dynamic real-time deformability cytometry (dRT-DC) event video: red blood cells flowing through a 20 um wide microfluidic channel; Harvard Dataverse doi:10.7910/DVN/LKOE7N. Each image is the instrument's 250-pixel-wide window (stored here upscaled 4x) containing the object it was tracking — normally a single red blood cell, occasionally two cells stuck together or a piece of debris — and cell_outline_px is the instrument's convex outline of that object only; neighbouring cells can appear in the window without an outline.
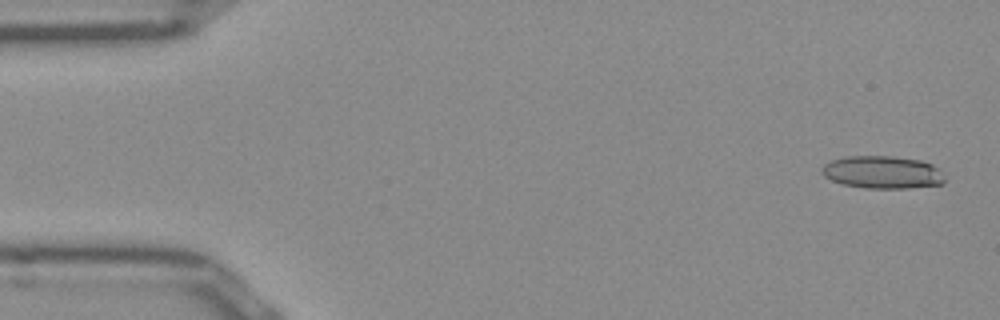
{"species": "Egyptian fruit bat (a non-hibernating species)", "species_latin": "Rousettus aegyptiacus", "temperature_condition": "room temperature", "stored_images_in_passage": 51, "camera_frame_rate_fps": 3000, "um_per_image_px": 0.085, "frame": {"image": 1, "passage_image": 2, "time_ms": 0.333, "image_size_px": [1000, 320], "cell_outline_px": [[944, 184], [908, 188], [864, 188], [844, 184], [832, 180], [824, 176], [820, 172], [820, 168], [824, 164], [832, 160], [844, 156], [892, 156], [920, 160], [932, 164], [940, 168], [944, 172]], "centroid_in_image_um": [75.03, 14.64], "position_along_channel_um": 10.0, "area_um2": 23.64}}
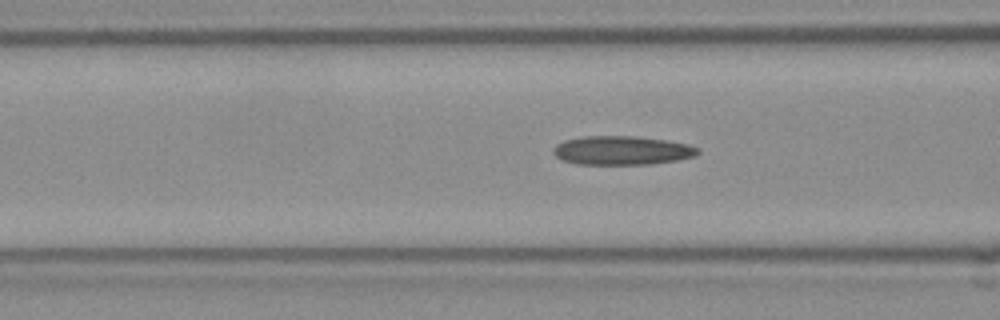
{"frame": {"image": 2, "passage_image": 19, "time_ms": 6.0, "image_size_px": [1000, 320], "cell_outline_px": [[700, 152], [696, 156], [676, 160], [652, 164], [576, 164], [560, 160], [552, 152], [552, 148], [556, 144], [564, 140], [584, 136], [632, 136], [664, 140], [688, 144], [700, 148]], "centroid_in_image_um": [52.84, 12.79], "position_along_channel_um": 113.8, "area_um2": 24.45}}
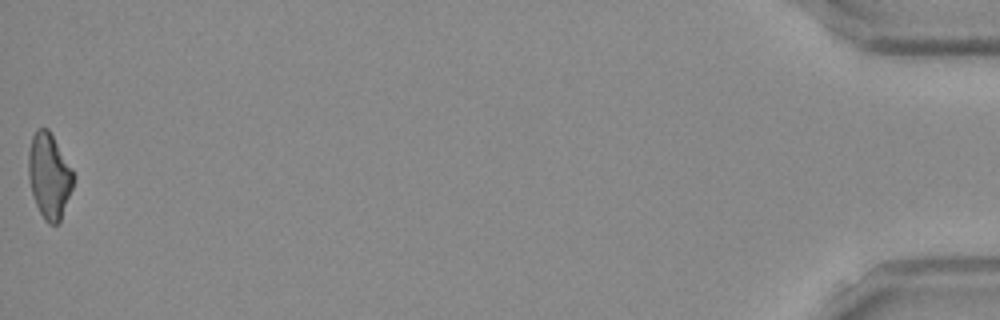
{"frame": {"image": 3, "passage_image": 51, "time_ms": 16.667, "image_size_px": [1000, 320], "cell_outline_px": [[76, 176], [72, 188], [60, 220], [56, 224], [48, 224], [44, 220], [36, 204], [32, 192], [28, 176], [28, 152], [32, 136], [36, 128], [48, 128], [72, 168]], "centroid_in_image_um": [4.18, 14.92], "position_along_channel_um": 431.0, "area_um2": 22.31}, "authors_computed_cell_mechanics": {"area_um2": 23.2356, "velocity_mm_per_s": 3.9458, "shape_relaxation_time_tau1_ms": null, "shape_relaxation_time_tau2_ms": 5.5005, "deformation_change_tau1": null, "deformation_change_tau2": 0.1868}}